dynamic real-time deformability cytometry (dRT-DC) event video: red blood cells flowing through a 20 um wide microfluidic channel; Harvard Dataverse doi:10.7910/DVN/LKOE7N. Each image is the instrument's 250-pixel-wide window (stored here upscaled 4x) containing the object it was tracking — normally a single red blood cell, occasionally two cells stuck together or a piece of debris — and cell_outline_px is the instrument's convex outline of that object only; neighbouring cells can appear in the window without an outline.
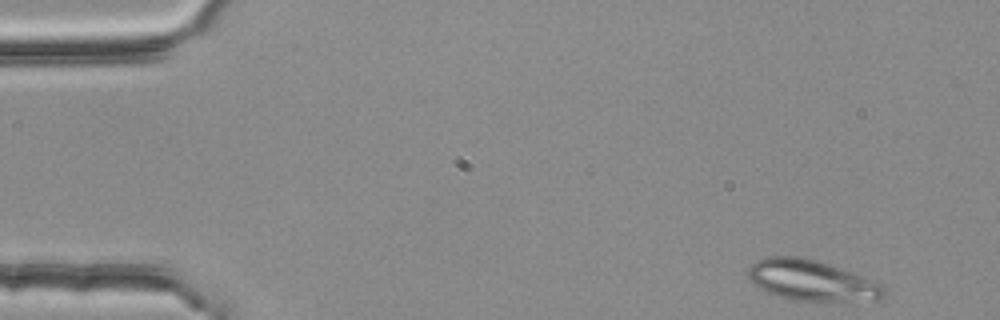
{"species": "common noctule bat (a hibernating species)", "species_latin": "Nyctalus noctula", "temperature_condition": "room temperature", "stored_images_in_passage": 48, "camera_frame_rate_fps": 3000, "um_per_image_px": 0.085, "animal": {"sex": "female", "body_mass_g": 25.1}, "frame": {"image": 1, "passage_image": 1, "time_ms": 0.0, "image_size_px": [1000, 320], "cell_outline_px": [[884, 296], [880, 300], [832, 304], [788, 300], [768, 292], [760, 288], [748, 276], [748, 268], [756, 260], [768, 256], [800, 256], [828, 264], [876, 280], [884, 288]], "centroid_in_image_um": [69.06, 23.89], "position_along_channel_um": 15.9, "area_um2": 33.18}}
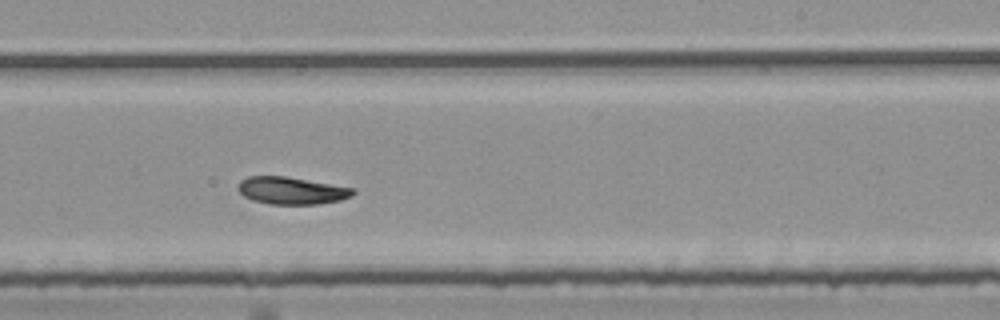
{"frame": {"image": 2, "passage_image": 30, "time_ms": 9.667, "image_size_px": [1000, 320], "cell_outline_px": [[356, 192], [352, 196], [340, 200], [316, 204], [268, 204], [252, 200], [244, 196], [236, 188], [236, 184], [240, 180], [248, 176], [284, 176], [356, 188]], "centroid_in_image_um": [24.76, 16.2], "position_along_channel_um": 264.2, "area_um2": 18.44}}
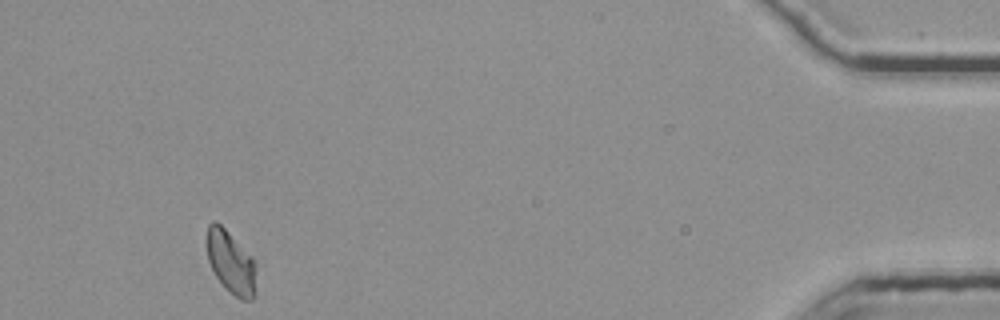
{"frame": {"image": 3, "passage_image": 48, "time_ms": 15.667, "image_size_px": [1000, 320], "cell_outline_px": [[256, 296], [252, 300], [240, 300], [224, 288], [216, 276], [208, 260], [208, 224], [220, 224], [256, 260]], "centroid_in_image_um": [19.7, 22.39], "position_along_channel_um": 415.5, "area_um2": 18.03}, "authors_computed_cell_mechanics": {"area_um2": 18.7561, "velocity_mm_per_s": 3.7338, "shape_relaxation_time_tau1_ms": 4.8863, "shape_relaxation_time_tau2_ms": null, "deformation_change_tau1": 0.1431, "deformation_change_tau2": null}}